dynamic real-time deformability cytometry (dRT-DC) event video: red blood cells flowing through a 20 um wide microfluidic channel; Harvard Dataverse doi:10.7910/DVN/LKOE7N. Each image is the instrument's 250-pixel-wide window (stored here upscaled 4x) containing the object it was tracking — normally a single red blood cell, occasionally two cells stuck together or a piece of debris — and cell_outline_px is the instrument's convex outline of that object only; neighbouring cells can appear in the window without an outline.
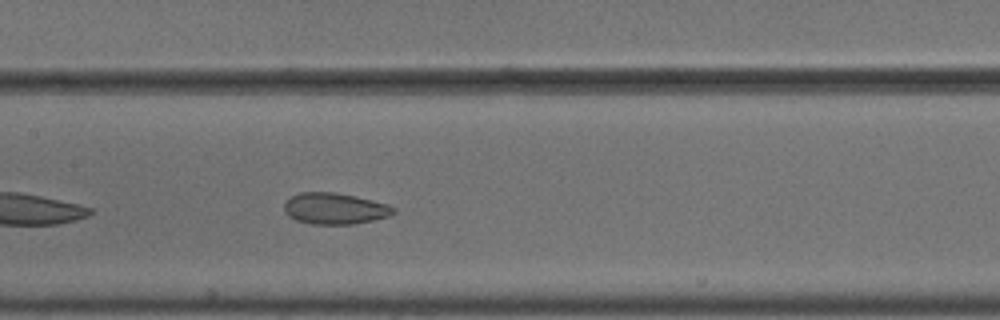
{"species": "common noctule bat (a hibernating species)", "species_latin": "Nyctalus noctula", "temperature_condition": "cold", "stored_images_in_passage": 26, "camera_frame_rate_fps": 3000, "um_per_image_px": 0.085, "animal": {"sex": "male", "body_mass_g": 18.8}, "frame": {"image": 1, "passage_image": 12, "time_ms": 3.667, "image_size_px": [1000, 320], "cell_outline_px": [[396, 212], [388, 216], [372, 220], [352, 224], [312, 224], [296, 220], [288, 216], [284, 212], [284, 200], [300, 192], [332, 192], [356, 196], [388, 204], [396, 208]], "centroid_in_image_um": [28.43, 17.72], "position_along_channel_um": 179.0, "area_um2": 20.0}}
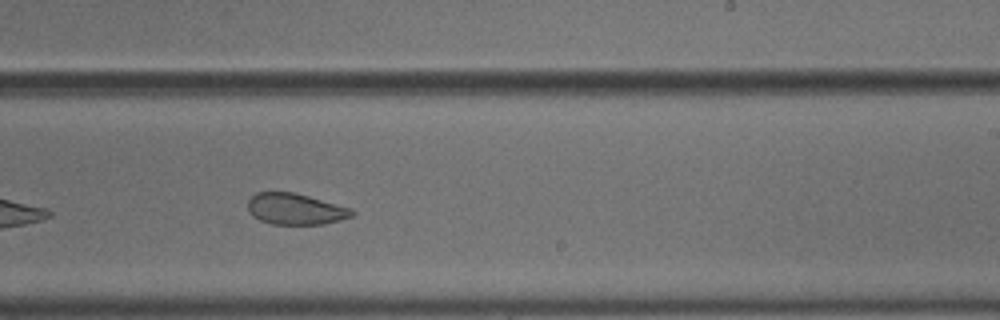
{"frame": {"image": 2, "passage_image": 19, "time_ms": 6.0, "image_size_px": [1000, 320], "cell_outline_px": [[356, 212], [352, 216], [340, 220], [324, 224], [272, 224], [260, 220], [252, 216], [248, 212], [248, 200], [256, 192], [292, 192], [308, 196], [352, 208]], "centroid_in_image_um": [25.1, 17.77], "position_along_channel_um": 263.9, "area_um2": 18.96}}
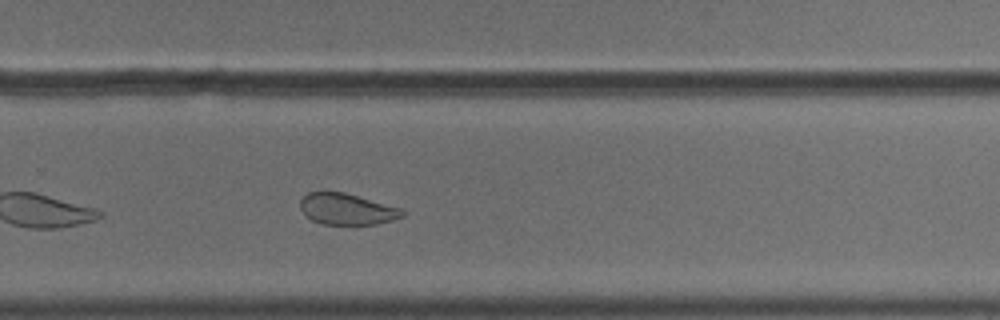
{"frame": {"image": 3, "passage_image": 22, "time_ms": 7.0, "image_size_px": [1000, 320], "cell_outline_px": [[404, 216], [392, 220], [376, 224], [320, 224], [304, 216], [300, 208], [300, 200], [308, 192], [344, 192], [404, 208]], "centroid_in_image_um": [29.49, 17.77], "position_along_channel_um": 300.3, "area_um2": 18.79}}